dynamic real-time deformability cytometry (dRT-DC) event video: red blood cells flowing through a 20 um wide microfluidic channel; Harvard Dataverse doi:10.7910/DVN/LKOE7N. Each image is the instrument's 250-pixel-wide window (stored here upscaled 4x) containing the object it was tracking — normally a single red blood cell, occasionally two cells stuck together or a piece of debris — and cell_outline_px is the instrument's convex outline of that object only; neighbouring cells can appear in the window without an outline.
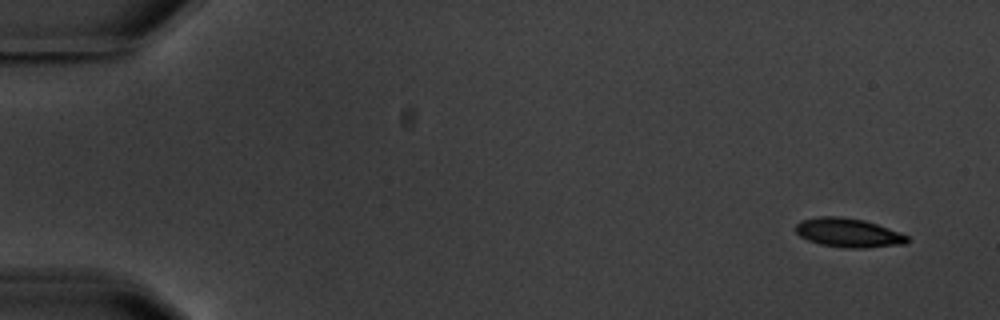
{"species": "common noctule bat (a hibernating species)", "species_latin": "Nyctalus noctula", "temperature_condition": "warm", "stored_images_in_passage": 5, "segment_of_instrument_passage": [1, 2], "camera_frame_rate_fps": 3000, "um_per_image_px": 0.085, "animal": {"sex": "male", "body_mass_g": 20.1, "forearm_length_mm": 53.5}, "frame": {"image": 1, "passage_image": 1, "time_ms": 0.0, "image_size_px": [1000, 320], "cell_outline_px": [[908, 244], [864, 248], [844, 248], [820, 244], [808, 240], [800, 236], [796, 232], [796, 224], [800, 220], [820, 216], [836, 216], [864, 220], [900, 232], [908, 236]], "centroid_in_image_um": [72.11, 19.79], "position_along_channel_um": 12.9, "area_um2": 18.9}}
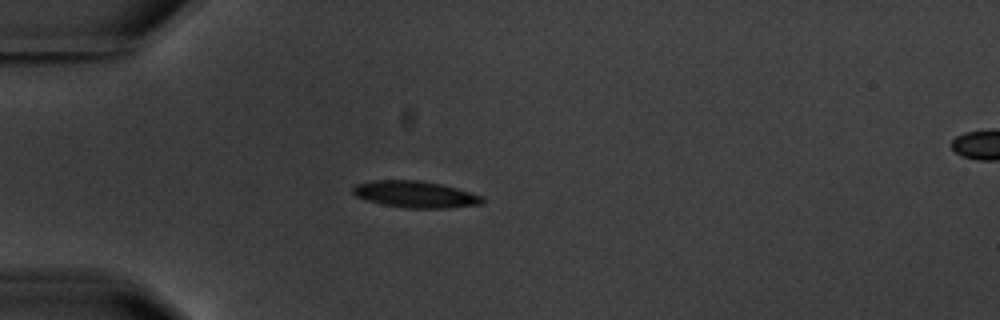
{"frame": {"image": 2, "passage_image": 4, "time_ms": 4.333, "image_size_px": [1000, 320], "cell_outline_px": [[484, 200], [480, 204], [448, 208], [404, 208], [384, 204], [368, 200], [356, 196], [352, 192], [352, 188], [356, 184], [376, 180], [420, 180], [440, 184], [456, 188], [484, 196]], "centroid_in_image_um": [35.31, 16.52], "position_along_channel_um": 49.7, "area_um2": 19.94}}